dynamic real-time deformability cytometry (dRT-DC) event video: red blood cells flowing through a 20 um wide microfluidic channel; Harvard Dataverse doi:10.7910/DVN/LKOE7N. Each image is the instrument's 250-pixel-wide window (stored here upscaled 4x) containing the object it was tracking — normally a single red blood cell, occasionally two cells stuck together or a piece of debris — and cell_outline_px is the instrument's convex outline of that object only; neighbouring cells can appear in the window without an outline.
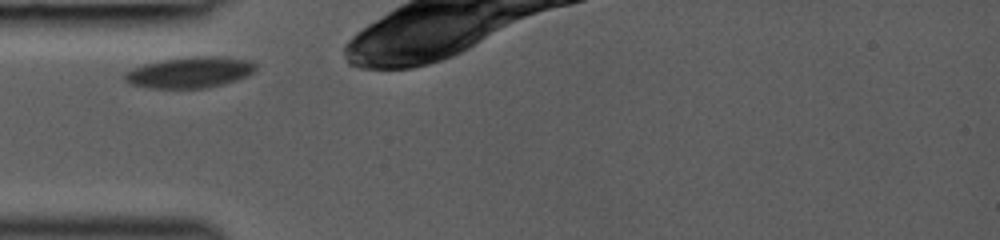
{"species": "common noctule bat (a hibernating species)", "species_latin": "Nyctalus noctula", "temperature_condition": "room temperature", "stored_images_in_passage": 4, "camera_frame_rate_fps": 3000, "um_per_image_px": 0.085, "animal": {"sex": "female", "body_mass_g": 19.0, "forearm_length_mm": 53.3}, "frame": {"image": 1, "passage_image": 1, "time_ms": 0.0, "image_size_px": [1000, 240], "cell_outline_px": [[256, 68], [248, 76], [236, 80], [204, 88], [148, 88], [128, 84], [124, 80], [124, 72], [144, 64], [164, 60], [188, 56], [220, 56], [252, 60], [256, 64]], "centroid_in_image_um": [16.13, 6.14], "position_along_channel_um": 68.9, "area_um2": 23.76}}